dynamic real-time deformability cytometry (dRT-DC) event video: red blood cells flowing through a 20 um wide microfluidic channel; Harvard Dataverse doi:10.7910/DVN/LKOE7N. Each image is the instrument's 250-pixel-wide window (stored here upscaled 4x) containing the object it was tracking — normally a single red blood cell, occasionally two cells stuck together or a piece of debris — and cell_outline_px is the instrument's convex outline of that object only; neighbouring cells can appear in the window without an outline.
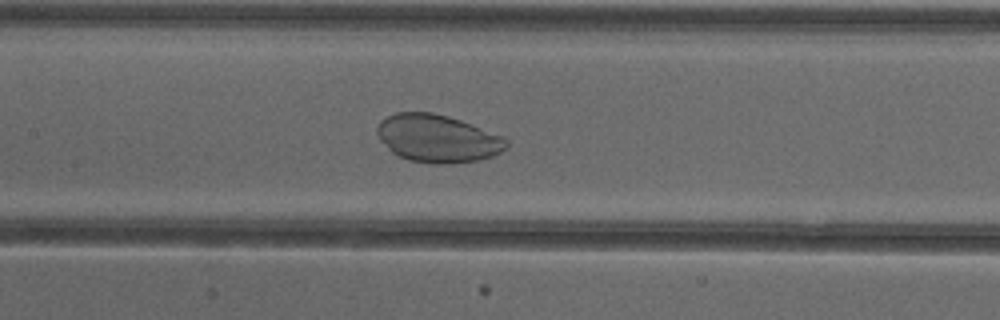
{"species": "common noctule bat (a hibernating species)", "species_latin": "Nyctalus noctula", "temperature_condition": "cold", "stored_images_in_passage": 53, "camera_frame_rate_fps": 3000, "um_per_image_px": 0.085, "animal": {"sex": "female"}, "frame": {"image": 1, "passage_image": 25, "time_ms": 8.0, "image_size_px": [1000, 320], "cell_outline_px": [[508, 144], [500, 152], [492, 156], [476, 160], [436, 164], [432, 164], [408, 160], [392, 152], [380, 140], [376, 132], [376, 128], [380, 120], [396, 112], [432, 112], [448, 116], [460, 120], [504, 136], [508, 140]], "centroid_in_image_um": [37.17, 11.75], "position_along_channel_um": 170.2, "area_um2": 35.78}}
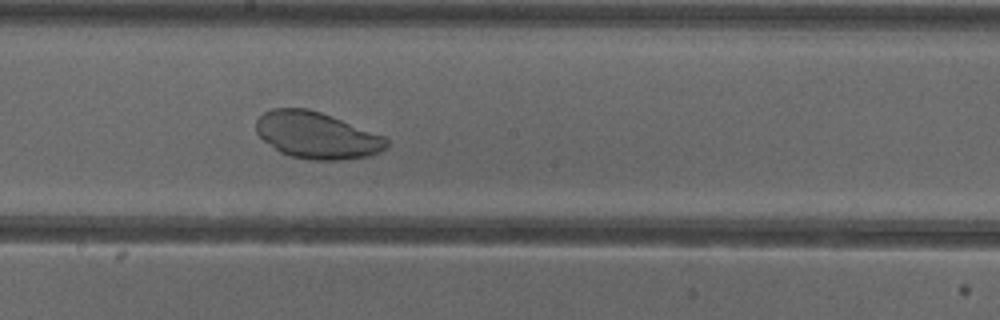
{"frame": {"image": 2, "passage_image": 29, "time_ms": 9.333, "image_size_px": [1000, 320], "cell_outline_px": [[388, 148], [380, 152], [368, 156], [340, 160], [312, 160], [292, 156], [280, 152], [264, 140], [256, 132], [256, 120], [264, 112], [272, 108], [308, 108], [332, 116], [384, 136], [388, 140]], "centroid_in_image_um": [26.94, 11.5], "position_along_channel_um": 221.3, "area_um2": 35.37}}
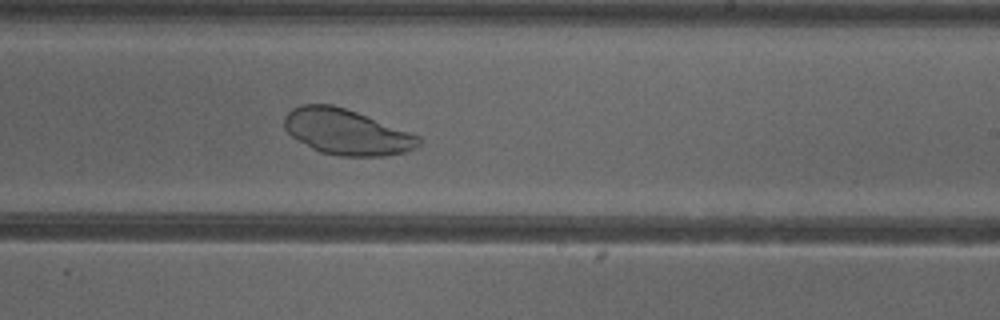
{"frame": {"image": 3, "passage_image": 32, "time_ms": 10.333, "image_size_px": [1000, 320], "cell_outline_px": [[420, 144], [416, 148], [404, 152], [384, 156], [340, 156], [320, 152], [312, 148], [292, 136], [284, 128], [284, 116], [292, 108], [300, 104], [332, 104], [356, 112], [420, 136]], "centroid_in_image_um": [29.43, 11.22], "position_along_channel_um": 259.6, "area_um2": 35.43}}